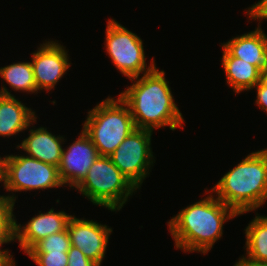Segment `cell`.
I'll return each instance as SVG.
<instances>
[{"label": "cell", "mask_w": 267, "mask_h": 266, "mask_svg": "<svg viewBox=\"0 0 267 266\" xmlns=\"http://www.w3.org/2000/svg\"><path fill=\"white\" fill-rule=\"evenodd\" d=\"M129 80L131 86L118 96L128 105L136 128L154 131L169 126L175 131L184 126V117L175 103L164 70L155 67Z\"/></svg>", "instance_id": "6da1fadb"}, {"label": "cell", "mask_w": 267, "mask_h": 266, "mask_svg": "<svg viewBox=\"0 0 267 266\" xmlns=\"http://www.w3.org/2000/svg\"><path fill=\"white\" fill-rule=\"evenodd\" d=\"M207 197L182 208L168 223L175 248L207 254L223 236V225L238 214L206 189Z\"/></svg>", "instance_id": "7a4b0ae2"}, {"label": "cell", "mask_w": 267, "mask_h": 266, "mask_svg": "<svg viewBox=\"0 0 267 266\" xmlns=\"http://www.w3.org/2000/svg\"><path fill=\"white\" fill-rule=\"evenodd\" d=\"M238 216L253 212L267 201V148L249 153L210 190Z\"/></svg>", "instance_id": "3957f363"}, {"label": "cell", "mask_w": 267, "mask_h": 266, "mask_svg": "<svg viewBox=\"0 0 267 266\" xmlns=\"http://www.w3.org/2000/svg\"><path fill=\"white\" fill-rule=\"evenodd\" d=\"M82 126L99 156L106 157L136 129L128 105L120 97L109 96L88 111Z\"/></svg>", "instance_id": "277c9868"}, {"label": "cell", "mask_w": 267, "mask_h": 266, "mask_svg": "<svg viewBox=\"0 0 267 266\" xmlns=\"http://www.w3.org/2000/svg\"><path fill=\"white\" fill-rule=\"evenodd\" d=\"M93 205L112 212L122 209L136 188L112 162L110 157L98 156L90 166L86 177L75 188Z\"/></svg>", "instance_id": "5b68a950"}, {"label": "cell", "mask_w": 267, "mask_h": 266, "mask_svg": "<svg viewBox=\"0 0 267 266\" xmlns=\"http://www.w3.org/2000/svg\"><path fill=\"white\" fill-rule=\"evenodd\" d=\"M2 184L12 195L6 196L14 205L13 192L47 190L63 187L57 166L47 164L25 154L5 155L3 157Z\"/></svg>", "instance_id": "8992f818"}, {"label": "cell", "mask_w": 267, "mask_h": 266, "mask_svg": "<svg viewBox=\"0 0 267 266\" xmlns=\"http://www.w3.org/2000/svg\"><path fill=\"white\" fill-rule=\"evenodd\" d=\"M105 46L117 70L128 79L139 77L156 67L154 58L147 66L142 39L115 19H108Z\"/></svg>", "instance_id": "52a82bcc"}, {"label": "cell", "mask_w": 267, "mask_h": 266, "mask_svg": "<svg viewBox=\"0 0 267 266\" xmlns=\"http://www.w3.org/2000/svg\"><path fill=\"white\" fill-rule=\"evenodd\" d=\"M152 134L153 131L136 128L109 156L137 190L155 163L151 147Z\"/></svg>", "instance_id": "ba28073f"}, {"label": "cell", "mask_w": 267, "mask_h": 266, "mask_svg": "<svg viewBox=\"0 0 267 266\" xmlns=\"http://www.w3.org/2000/svg\"><path fill=\"white\" fill-rule=\"evenodd\" d=\"M31 53L36 87L39 91L54 89L71 66L68 51L58 41L48 40Z\"/></svg>", "instance_id": "9c48e42d"}, {"label": "cell", "mask_w": 267, "mask_h": 266, "mask_svg": "<svg viewBox=\"0 0 267 266\" xmlns=\"http://www.w3.org/2000/svg\"><path fill=\"white\" fill-rule=\"evenodd\" d=\"M67 230L71 246L78 248L85 256L101 266L113 229L107 225L85 218H70Z\"/></svg>", "instance_id": "30bf717a"}, {"label": "cell", "mask_w": 267, "mask_h": 266, "mask_svg": "<svg viewBox=\"0 0 267 266\" xmlns=\"http://www.w3.org/2000/svg\"><path fill=\"white\" fill-rule=\"evenodd\" d=\"M79 134L72 144L63 148L58 166L63 185L74 189L83 181L90 166L99 156L95 145L83 129Z\"/></svg>", "instance_id": "8fae6325"}, {"label": "cell", "mask_w": 267, "mask_h": 266, "mask_svg": "<svg viewBox=\"0 0 267 266\" xmlns=\"http://www.w3.org/2000/svg\"><path fill=\"white\" fill-rule=\"evenodd\" d=\"M71 215L65 211H54L51 208L48 212L39 211L26 224L17 223L14 217V241L19 242V246L24 253H27L36 243L55 233L67 230Z\"/></svg>", "instance_id": "7c38bea8"}, {"label": "cell", "mask_w": 267, "mask_h": 266, "mask_svg": "<svg viewBox=\"0 0 267 266\" xmlns=\"http://www.w3.org/2000/svg\"><path fill=\"white\" fill-rule=\"evenodd\" d=\"M2 84L0 88V136L11 137L37 122L36 112L15 98Z\"/></svg>", "instance_id": "4fadbf2b"}, {"label": "cell", "mask_w": 267, "mask_h": 266, "mask_svg": "<svg viewBox=\"0 0 267 266\" xmlns=\"http://www.w3.org/2000/svg\"><path fill=\"white\" fill-rule=\"evenodd\" d=\"M32 127V129L30 127L29 136L23 139L16 148L25 151L26 156L58 167L64 147L62 145L67 139L52 134L46 127Z\"/></svg>", "instance_id": "5bb4252c"}, {"label": "cell", "mask_w": 267, "mask_h": 266, "mask_svg": "<svg viewBox=\"0 0 267 266\" xmlns=\"http://www.w3.org/2000/svg\"><path fill=\"white\" fill-rule=\"evenodd\" d=\"M232 57H237L254 66L260 71L267 67V35L261 26L254 31L237 35L225 43H221Z\"/></svg>", "instance_id": "9a60e30c"}, {"label": "cell", "mask_w": 267, "mask_h": 266, "mask_svg": "<svg viewBox=\"0 0 267 266\" xmlns=\"http://www.w3.org/2000/svg\"><path fill=\"white\" fill-rule=\"evenodd\" d=\"M221 48V62L226 75V84L236 94L253 90V87L259 83L260 70L242 59L232 57L223 47Z\"/></svg>", "instance_id": "2e32d148"}, {"label": "cell", "mask_w": 267, "mask_h": 266, "mask_svg": "<svg viewBox=\"0 0 267 266\" xmlns=\"http://www.w3.org/2000/svg\"><path fill=\"white\" fill-rule=\"evenodd\" d=\"M255 214L244 229L246 255L240 258L249 263L267 264V216Z\"/></svg>", "instance_id": "e0dca14e"}, {"label": "cell", "mask_w": 267, "mask_h": 266, "mask_svg": "<svg viewBox=\"0 0 267 266\" xmlns=\"http://www.w3.org/2000/svg\"><path fill=\"white\" fill-rule=\"evenodd\" d=\"M0 77L16 92L38 93L30 61L14 62L0 67Z\"/></svg>", "instance_id": "ac0fdd59"}, {"label": "cell", "mask_w": 267, "mask_h": 266, "mask_svg": "<svg viewBox=\"0 0 267 266\" xmlns=\"http://www.w3.org/2000/svg\"><path fill=\"white\" fill-rule=\"evenodd\" d=\"M14 204L0 195V248L14 241Z\"/></svg>", "instance_id": "d6986e66"}, {"label": "cell", "mask_w": 267, "mask_h": 266, "mask_svg": "<svg viewBox=\"0 0 267 266\" xmlns=\"http://www.w3.org/2000/svg\"><path fill=\"white\" fill-rule=\"evenodd\" d=\"M70 246L69 232L65 230L40 240L28 252H68Z\"/></svg>", "instance_id": "ffe728a7"}, {"label": "cell", "mask_w": 267, "mask_h": 266, "mask_svg": "<svg viewBox=\"0 0 267 266\" xmlns=\"http://www.w3.org/2000/svg\"><path fill=\"white\" fill-rule=\"evenodd\" d=\"M38 266H68V252H27Z\"/></svg>", "instance_id": "44dd1931"}, {"label": "cell", "mask_w": 267, "mask_h": 266, "mask_svg": "<svg viewBox=\"0 0 267 266\" xmlns=\"http://www.w3.org/2000/svg\"><path fill=\"white\" fill-rule=\"evenodd\" d=\"M247 9L248 10L245 15H249V20L259 21L257 26H261L262 19L267 21V0H259Z\"/></svg>", "instance_id": "7402d4cb"}, {"label": "cell", "mask_w": 267, "mask_h": 266, "mask_svg": "<svg viewBox=\"0 0 267 266\" xmlns=\"http://www.w3.org/2000/svg\"><path fill=\"white\" fill-rule=\"evenodd\" d=\"M68 266H98L91 259L87 258L83 252L74 246L68 250Z\"/></svg>", "instance_id": "603a6c76"}, {"label": "cell", "mask_w": 267, "mask_h": 266, "mask_svg": "<svg viewBox=\"0 0 267 266\" xmlns=\"http://www.w3.org/2000/svg\"><path fill=\"white\" fill-rule=\"evenodd\" d=\"M253 88L256 89L255 105L257 104L262 111L267 113V88L263 87L260 83H257Z\"/></svg>", "instance_id": "cb8c5ba5"}, {"label": "cell", "mask_w": 267, "mask_h": 266, "mask_svg": "<svg viewBox=\"0 0 267 266\" xmlns=\"http://www.w3.org/2000/svg\"><path fill=\"white\" fill-rule=\"evenodd\" d=\"M0 266H16L13 255L10 254V250L0 248Z\"/></svg>", "instance_id": "d4e9b609"}, {"label": "cell", "mask_w": 267, "mask_h": 266, "mask_svg": "<svg viewBox=\"0 0 267 266\" xmlns=\"http://www.w3.org/2000/svg\"><path fill=\"white\" fill-rule=\"evenodd\" d=\"M259 83L267 88V67L260 71V78H259Z\"/></svg>", "instance_id": "484cf974"}, {"label": "cell", "mask_w": 267, "mask_h": 266, "mask_svg": "<svg viewBox=\"0 0 267 266\" xmlns=\"http://www.w3.org/2000/svg\"><path fill=\"white\" fill-rule=\"evenodd\" d=\"M233 266H267V264H254L243 261L241 258L237 260V262Z\"/></svg>", "instance_id": "4316f807"}, {"label": "cell", "mask_w": 267, "mask_h": 266, "mask_svg": "<svg viewBox=\"0 0 267 266\" xmlns=\"http://www.w3.org/2000/svg\"><path fill=\"white\" fill-rule=\"evenodd\" d=\"M3 157L0 156V183L2 182Z\"/></svg>", "instance_id": "83f0119b"}]
</instances>
